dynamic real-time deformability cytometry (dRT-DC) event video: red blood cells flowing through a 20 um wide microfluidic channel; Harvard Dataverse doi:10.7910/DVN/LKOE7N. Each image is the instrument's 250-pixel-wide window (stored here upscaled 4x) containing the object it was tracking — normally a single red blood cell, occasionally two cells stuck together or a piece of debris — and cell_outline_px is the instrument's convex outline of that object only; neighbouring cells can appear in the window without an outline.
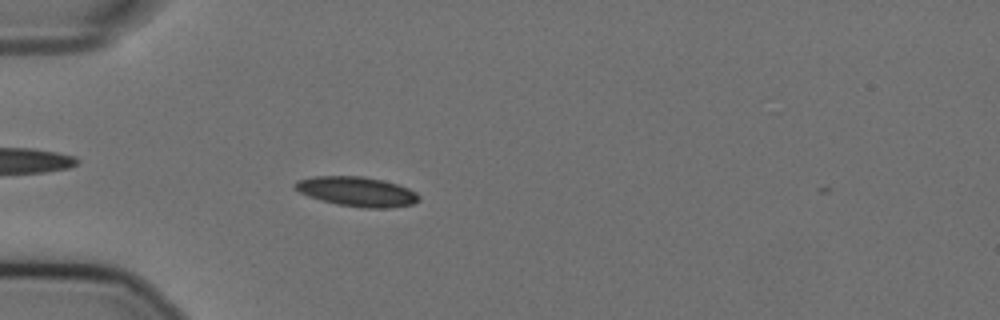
{"species": "Egyptian fruit bat (a non-hibernating species)", "species_latin": "Rousettus aegyptiacus", "temperature_condition": "cold", "stored_images_in_passage": 42, "camera_frame_rate_fps": 3000, "um_per_image_px": 0.085, "animal": {"sex": "female"}, "frame": {"image": 1, "passage_image": 2, "time_ms": 0.333, "image_size_px": [1000, 320], "cell_outline_px": [[420, 200], [412, 204], [392, 208], [364, 208], [336, 204], [320, 200], [308, 196], [292, 188], [292, 184], [296, 180], [312, 176], [364, 176], [396, 184], [408, 188], [416, 192], [420, 196]], "centroid_in_image_um": [30.3, 16.28], "position_along_channel_um": 54.7, "area_um2": 21.62}}
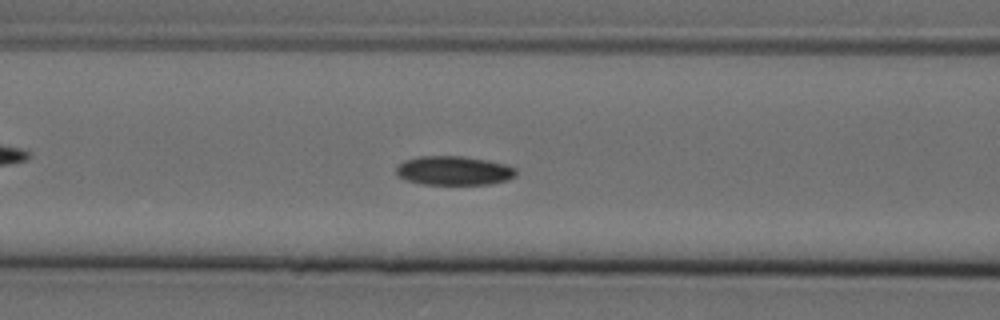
{"frame": {"image": 2, "passage_image": 9, "time_ms": 2.667, "image_size_px": [1000, 320], "cell_outline_px": [[516, 176], [508, 180], [488, 184], [424, 184], [404, 180], [396, 172], [396, 168], [404, 160], [420, 156], [460, 156], [488, 160], [504, 164], [516, 168]], "centroid_in_image_um": [38.59, 14.5], "position_along_channel_um": 128.0, "area_um2": 20.23}}
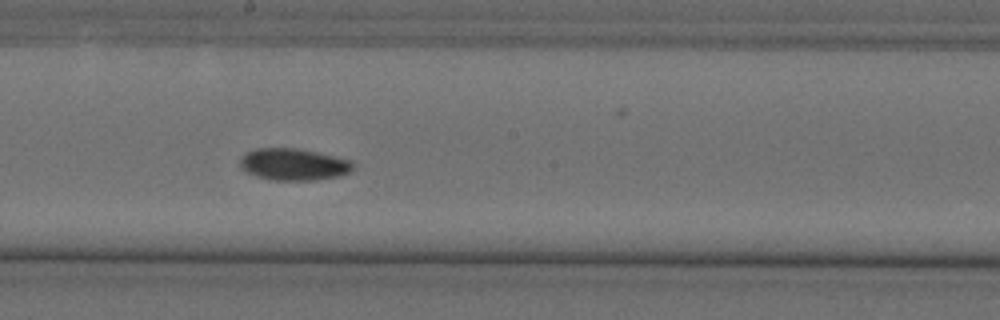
{"frame": {"image": 3, "passage_image": 17, "time_ms": 5.333, "image_size_px": [1000, 320], "cell_outline_px": [[356, 168], [340, 176], [316, 180], [272, 180], [256, 176], [240, 168], [240, 160], [248, 152], [256, 148], [296, 148], [316, 152], [352, 160]], "centroid_in_image_um": [24.99, 13.98], "position_along_channel_um": 223.2, "area_um2": 20.98}, "authors_computed_cell_mechanics": {"area_um2": 20.4612, "velocity_mm_per_s": 3.5717, "shape_relaxation_time_tau1_ms": 11.0169, "shape_relaxation_time_tau2_ms": null, "deformation_change_tau1": 0.2009, "deformation_change_tau2": null}}